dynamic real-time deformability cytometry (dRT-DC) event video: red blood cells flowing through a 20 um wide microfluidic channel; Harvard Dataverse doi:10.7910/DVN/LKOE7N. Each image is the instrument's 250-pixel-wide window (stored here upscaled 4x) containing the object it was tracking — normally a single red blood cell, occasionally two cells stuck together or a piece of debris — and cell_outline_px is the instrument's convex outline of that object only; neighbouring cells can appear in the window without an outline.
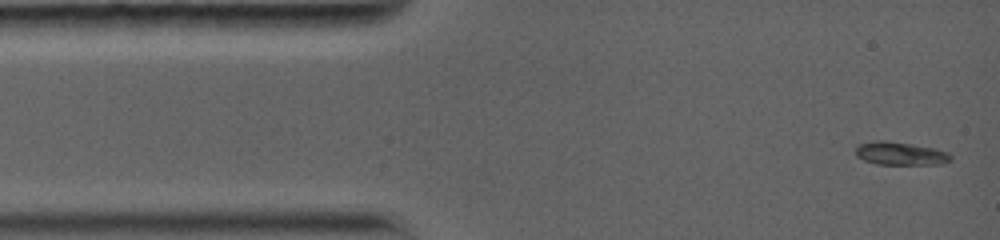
{"species": "common noctule bat (a hibernating species)", "species_latin": "Nyctalus noctula", "temperature_condition": "warm", "stored_images_in_passage": 10, "camera_frame_rate_fps": 5000, "um_per_image_px": 0.085, "animal": {"sex": "female", "body_mass_g": 19.0, "forearm_length_mm": 56.7}, "frame": {"image": 1, "passage_image": 1, "time_ms": 0.0, "image_size_px": [1000, 240], "cell_outline_px": [[952, 160], [940, 164], [876, 164], [864, 160], [856, 156], [856, 148], [860, 144], [876, 140], [884, 140], [912, 144], [936, 148], [948, 152], [952, 156]], "centroid_in_image_um": [76.56, 13.04], "position_along_channel_um": 8.4, "area_um2": 12.83}}
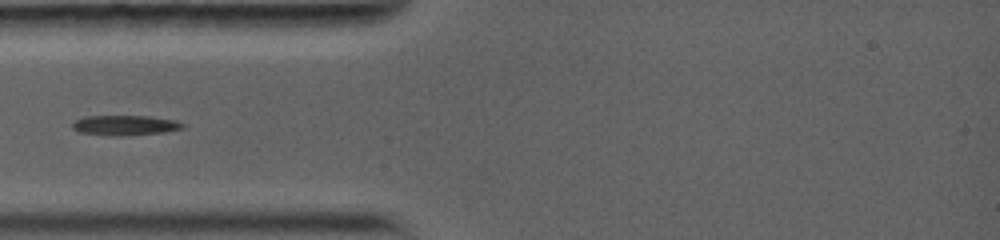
{"frame": {"image": 2, "passage_image": 5, "time_ms": 3.4, "image_size_px": [1000, 240], "cell_outline_px": [[184, 128], [164, 132], [120, 136], [108, 136], [80, 132], [72, 128], [72, 124], [76, 120], [84, 116], [148, 116], [176, 120], [184, 124]], "centroid_in_image_um": [10.62, 10.65], "position_along_channel_um": 74.4, "area_um2": 12.89}}
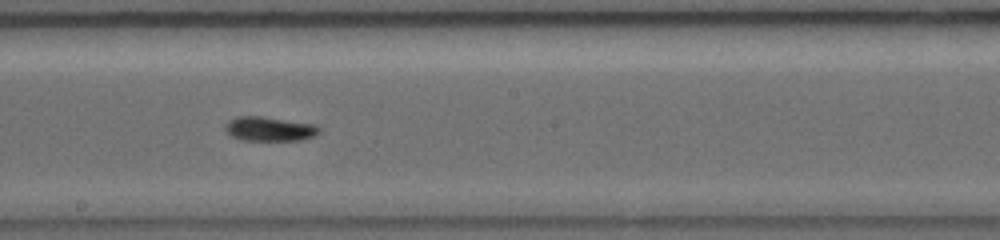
{"frame": {"image": 3, "passage_image": 9, "time_ms": 7.2, "image_size_px": [1000, 240], "cell_outline_px": [[320, 132], [312, 136], [300, 140], [240, 140], [232, 136], [224, 128], [224, 124], [228, 120], [236, 116], [260, 116], [316, 124], [320, 128]], "centroid_in_image_um": [22.88, 10.94], "position_along_channel_um": 225.3, "area_um2": 13.35}}